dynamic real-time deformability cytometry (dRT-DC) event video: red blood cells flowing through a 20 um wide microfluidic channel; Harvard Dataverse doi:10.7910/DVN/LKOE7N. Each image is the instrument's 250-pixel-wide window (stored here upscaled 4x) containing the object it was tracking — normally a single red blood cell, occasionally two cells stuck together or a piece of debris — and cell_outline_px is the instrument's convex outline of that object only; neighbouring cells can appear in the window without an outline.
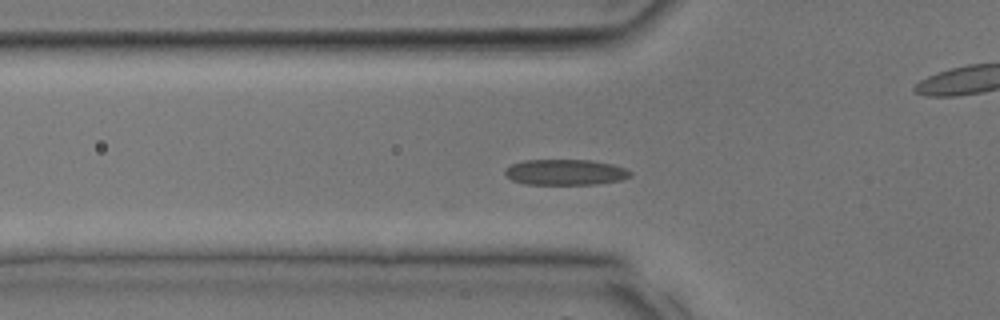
{"species": "common noctule bat (a hibernating species)", "species_latin": "Nyctalus noctula", "temperature_condition": "room temperature", "stored_images_in_passage": 8, "camera_frame_rate_fps": 3000, "um_per_image_px": 0.085, "animal": {"sex": "male", "body_mass_g": 17.9, "forearm_length_mm": 54.2}, "frame": {"image": 1, "passage_image": 4, "time_ms": 1.0, "image_size_px": [1000, 320], "cell_outline_px": [[632, 176], [620, 180], [596, 184], [524, 184], [512, 180], [504, 172], [504, 168], [512, 164], [524, 160], [592, 160], [612, 164], [624, 168], [632, 172]], "centroid_in_image_um": [48.05, 14.63], "position_along_channel_um": 77.7, "area_um2": 18.79}}
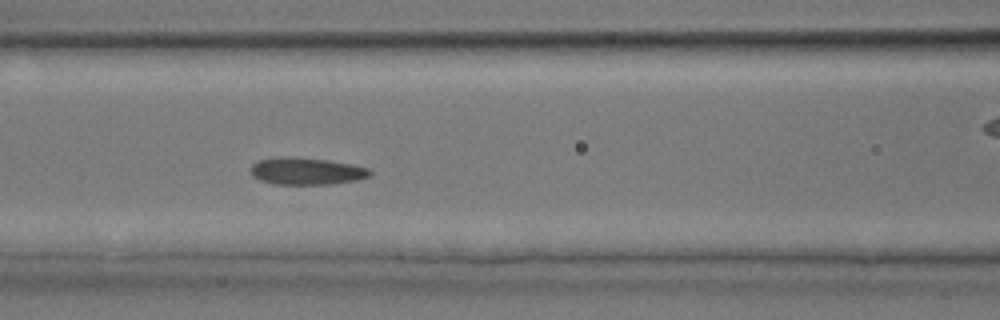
{"frame": {"image": 2, "passage_image": 7, "time_ms": 2.0, "image_size_px": [1000, 320], "cell_outline_px": [[372, 176], [356, 180], [328, 184], [276, 184], [260, 180], [252, 176], [252, 164], [256, 160], [328, 160], [352, 164], [368, 168], [372, 172]], "centroid_in_image_um": [26.14, 14.6], "position_along_channel_um": 140.5, "area_um2": 17.74}}